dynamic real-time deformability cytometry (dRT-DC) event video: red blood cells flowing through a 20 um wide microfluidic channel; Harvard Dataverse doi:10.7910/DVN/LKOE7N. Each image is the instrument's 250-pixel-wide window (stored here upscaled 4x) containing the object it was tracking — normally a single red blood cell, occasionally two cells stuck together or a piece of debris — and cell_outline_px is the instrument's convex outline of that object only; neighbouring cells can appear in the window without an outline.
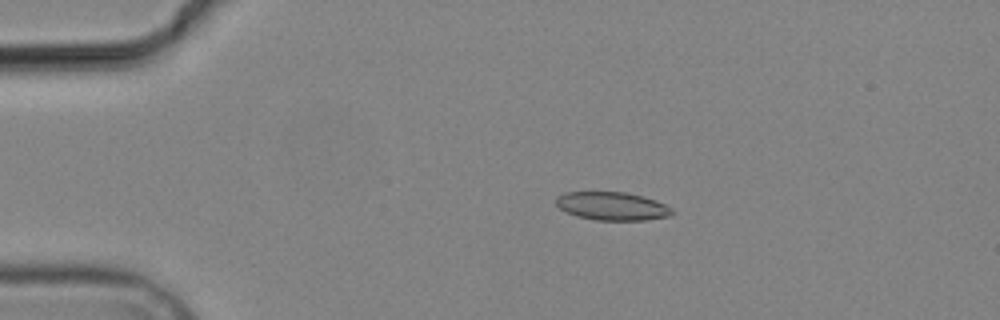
{"species": "common noctule bat (a hibernating species)", "species_latin": "Nyctalus noctula", "temperature_condition": "cold", "stored_images_in_passage": 5, "camera_frame_rate_fps": 3000, "um_per_image_px": 0.085, "animal": {"sex": "male", "body_mass_g": 19.2, "forearm_length_mm": 51.8}, "frame": {"image": 1, "passage_image": 3, "time_ms": 2.333, "image_size_px": [1000, 320], "cell_outline_px": [[672, 216], [644, 220], [596, 220], [576, 216], [560, 208], [556, 204], [556, 196], [564, 192], [624, 192], [656, 200], [672, 208]], "centroid_in_image_um": [52.02, 17.52], "position_along_channel_um": 33.0, "area_um2": 19.02}}
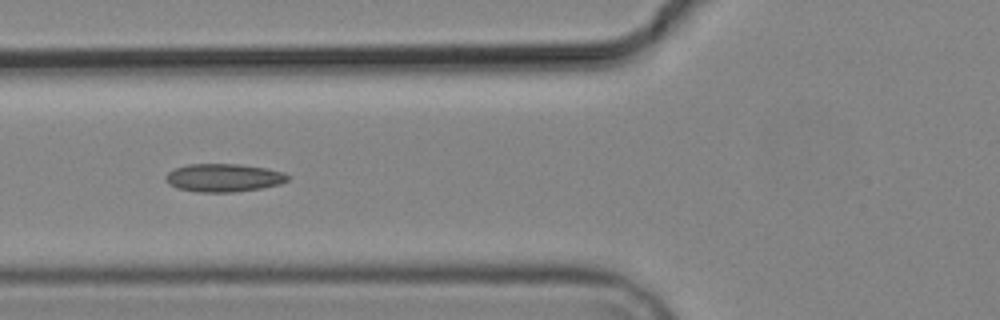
{"frame": {"image": 2, "passage_image": 5, "time_ms": 5.667, "image_size_px": [1000, 320], "cell_outline_px": [[288, 180], [280, 184], [260, 188], [232, 192], [196, 192], [176, 188], [168, 184], [164, 180], [164, 176], [168, 172], [176, 168], [188, 164], [240, 164], [268, 168], [284, 172], [288, 176]], "centroid_in_image_um": [18.97, 15.1], "position_along_channel_um": 106.8, "area_um2": 20.11}}